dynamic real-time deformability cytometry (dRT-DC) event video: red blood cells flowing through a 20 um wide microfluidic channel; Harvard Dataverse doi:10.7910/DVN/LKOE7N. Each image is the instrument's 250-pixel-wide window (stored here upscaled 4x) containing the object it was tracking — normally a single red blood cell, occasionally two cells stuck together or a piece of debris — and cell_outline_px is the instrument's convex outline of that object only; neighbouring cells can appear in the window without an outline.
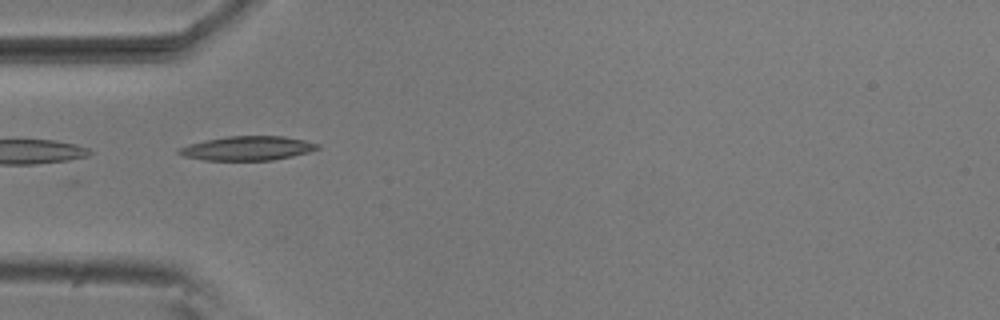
{"species": "common noctule bat (a hibernating species)", "species_latin": "Nyctalus noctula", "temperature_condition": "room temperature", "stored_images_in_passage": 9, "camera_frame_rate_fps": 3000, "um_per_image_px": 0.085, "animal": {"sex": "male", "body_mass_g": 20.5, "forearm_length_mm": 52.5}, "frame": {"image": 1, "passage_image": 5, "time_ms": 1.333, "image_size_px": [1000, 320], "cell_outline_px": [[320, 148], [308, 152], [292, 156], [272, 160], [204, 160], [184, 156], [176, 152], [180, 148], [188, 144], [204, 140], [228, 136], [284, 136], [304, 140], [320, 144]], "centroid_in_image_um": [21.04, 12.6], "position_along_channel_um": 64.0, "area_um2": 19.48}}
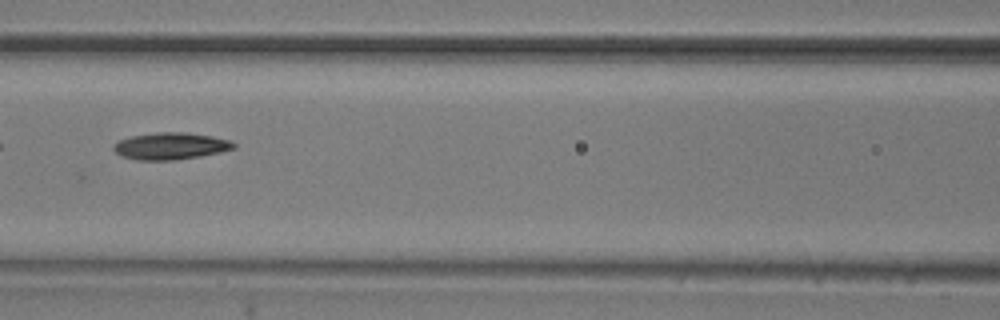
{"frame": {"image": 2, "passage_image": 7, "time_ms": 2.0, "image_size_px": [1000, 320], "cell_outline_px": [[236, 148], [220, 152], [200, 156], [176, 160], [136, 160], [120, 156], [112, 148], [112, 144], [120, 140], [132, 136], [156, 132], [184, 132], [212, 136], [232, 140], [236, 144]], "centroid_in_image_um": [14.5, 12.41], "position_along_channel_um": 152.1, "area_um2": 19.02}}
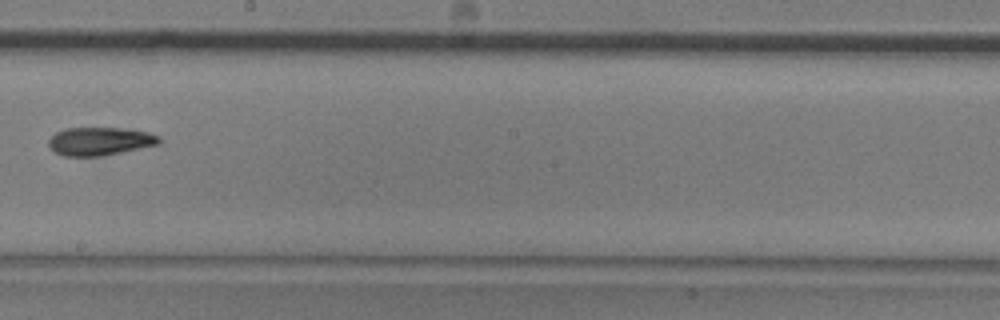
{"frame": {"image": 3, "passage_image": 9, "time_ms": 2.667, "image_size_px": [1000, 320], "cell_outline_px": [[160, 144], [104, 156], [64, 156], [52, 152], [48, 144], [48, 140], [56, 132], [68, 128], [120, 128], [148, 132], [160, 136]], "centroid_in_image_um": [8.48, 12.02], "position_along_channel_um": 239.7, "area_um2": 18.26}}